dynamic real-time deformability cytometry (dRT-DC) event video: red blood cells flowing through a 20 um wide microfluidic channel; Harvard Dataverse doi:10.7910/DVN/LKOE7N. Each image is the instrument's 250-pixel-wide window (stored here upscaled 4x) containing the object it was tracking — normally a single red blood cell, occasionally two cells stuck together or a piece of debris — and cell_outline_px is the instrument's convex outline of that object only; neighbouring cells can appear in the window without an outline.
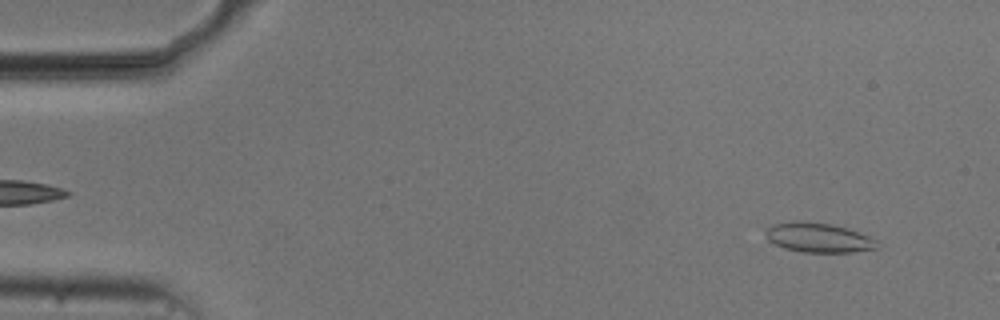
{"species": "common noctule bat (a hibernating species)", "species_latin": "Nyctalus noctula", "temperature_condition": "cold", "stored_images_in_passage": 45, "camera_frame_rate_fps": 3000, "um_per_image_px": 0.085, "animal": {"sex": "male", "body_mass_g": 20.5, "forearm_length_mm": 52.5}, "frame": {"image": 1, "passage_image": 4, "time_ms": 1.0, "image_size_px": [1000, 320], "cell_outline_px": [[876, 248], [852, 252], [800, 252], [784, 248], [768, 240], [764, 232], [772, 224], [796, 220], [828, 224], [844, 228], [868, 236], [876, 240]], "centroid_in_image_um": [69.49, 20.2], "position_along_channel_um": 15.5, "area_um2": 18.84}}
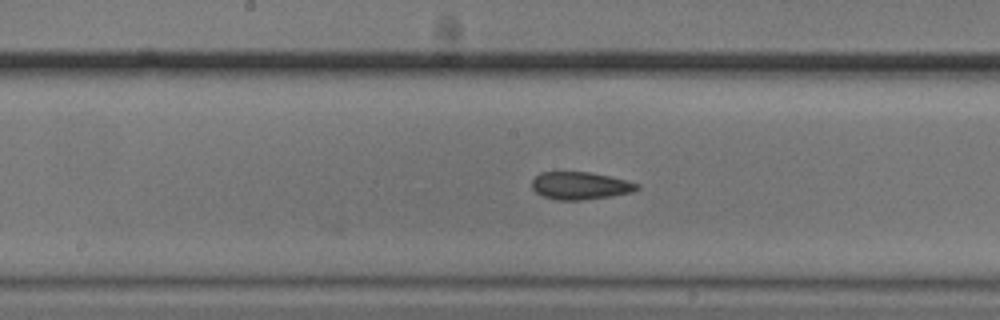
{"frame": {"image": 2, "passage_image": 27, "time_ms": 8.667, "image_size_px": [1000, 320], "cell_outline_px": [[640, 188], [632, 192], [608, 196], [580, 200], [556, 200], [544, 196], [536, 192], [532, 188], [532, 180], [540, 172], [588, 172], [628, 180], [640, 184]], "centroid_in_image_um": [49.32, 15.78], "position_along_channel_um": 198.9, "area_um2": 16.76}}
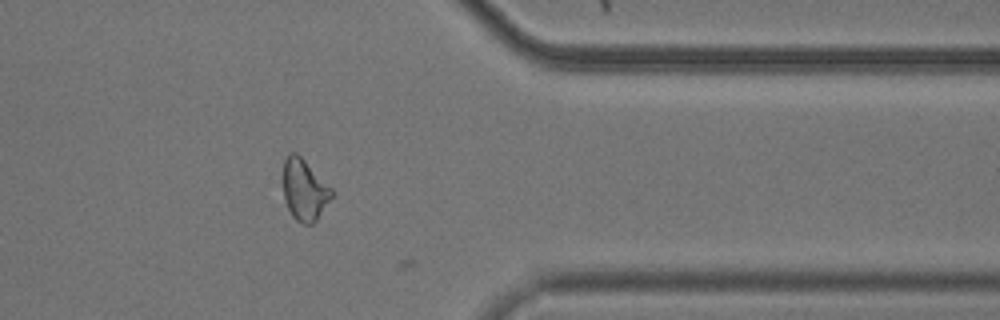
{"frame": {"image": 3, "passage_image": 43, "time_ms": 14.0, "image_size_px": [1000, 320], "cell_outline_px": [[332, 196], [316, 220], [312, 224], [304, 224], [296, 220], [292, 216], [284, 200], [280, 180], [284, 160], [288, 152], [296, 152], [332, 188]], "centroid_in_image_um": [25.8, 16.1], "position_along_channel_um": 385.6, "area_um2": 17.63}}